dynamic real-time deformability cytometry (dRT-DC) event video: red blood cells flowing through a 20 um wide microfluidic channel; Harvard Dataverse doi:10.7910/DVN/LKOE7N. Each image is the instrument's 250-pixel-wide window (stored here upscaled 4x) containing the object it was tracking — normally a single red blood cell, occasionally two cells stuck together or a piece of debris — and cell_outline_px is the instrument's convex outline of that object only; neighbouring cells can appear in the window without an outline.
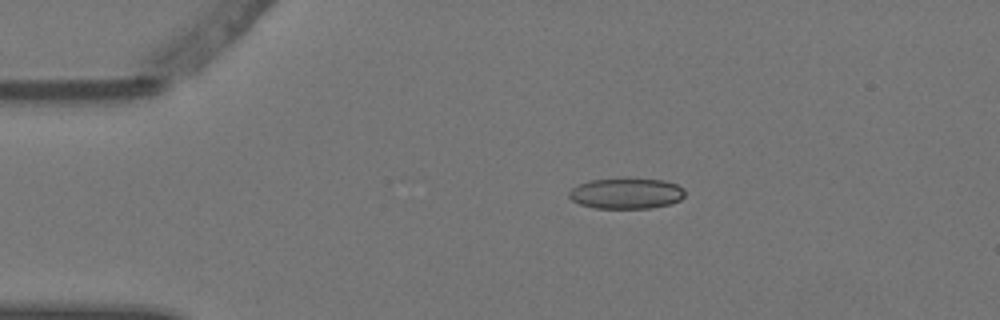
{"species": "Egyptian fruit bat (a non-hibernating species)", "species_latin": "Rousettus aegyptiacus", "temperature_condition": "warm", "stored_images_in_passage": 5, "camera_frame_rate_fps": 3000, "um_per_image_px": 0.085, "animal": {"sex": "female"}, "frame": {"image": 1, "passage_image": 1, "time_ms": 0.0, "image_size_px": [1000, 320], "cell_outline_px": [[684, 196], [680, 200], [672, 204], [652, 208], [596, 208], [580, 204], [572, 200], [568, 196], [568, 192], [572, 188], [580, 184], [592, 180], [620, 176], [628, 176], [664, 180], [676, 184], [684, 188]], "centroid_in_image_um": [53.26, 16.4], "position_along_channel_um": 31.7, "area_um2": 21.5}}
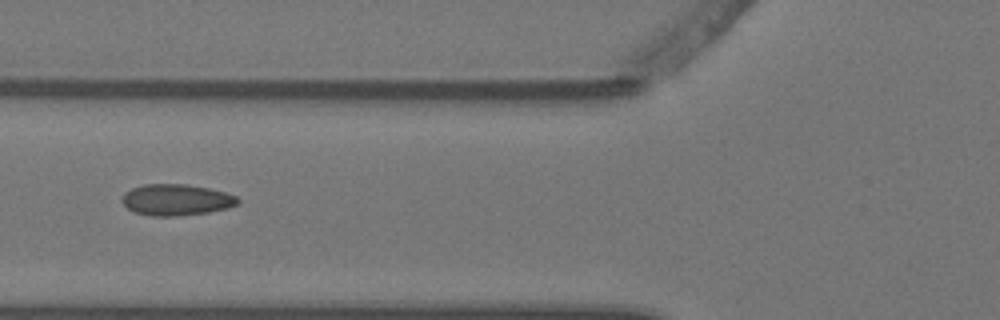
{"frame": {"image": 2, "passage_image": 4, "time_ms": 1.0, "image_size_px": [1000, 320], "cell_outline_px": [[240, 204], [228, 208], [208, 212], [176, 216], [152, 216], [132, 212], [120, 200], [124, 192], [132, 188], [144, 184], [188, 184], [208, 188], [224, 192], [236, 196], [240, 200]], "centroid_in_image_um": [14.97, 16.98], "position_along_channel_um": 110.8, "area_um2": 21.27}}
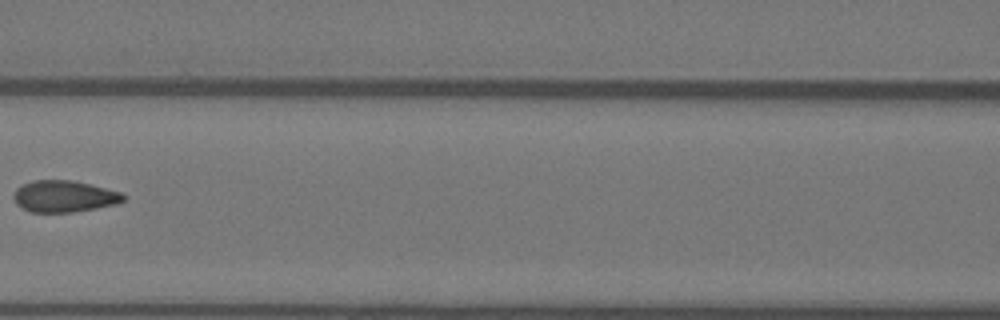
{"frame": {"image": 3, "passage_image": 5, "time_ms": 1.333, "image_size_px": [1000, 320], "cell_outline_px": [[128, 196], [124, 200], [116, 204], [96, 208], [72, 212], [32, 212], [20, 208], [16, 204], [12, 196], [16, 188], [32, 180], [72, 180], [120, 192]], "centroid_in_image_um": [5.42, 16.69], "position_along_channel_um": 161.2, "area_um2": 20.23}}